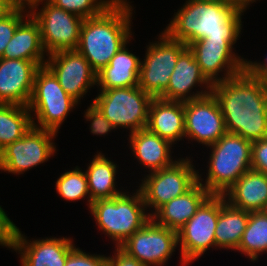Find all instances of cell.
I'll use <instances>...</instances> for the list:
<instances>
[{
    "label": "cell",
    "mask_w": 267,
    "mask_h": 266,
    "mask_svg": "<svg viewBox=\"0 0 267 266\" xmlns=\"http://www.w3.org/2000/svg\"><path fill=\"white\" fill-rule=\"evenodd\" d=\"M227 133L251 142L267 137V84L246 70L212 84Z\"/></svg>",
    "instance_id": "obj_1"
},
{
    "label": "cell",
    "mask_w": 267,
    "mask_h": 266,
    "mask_svg": "<svg viewBox=\"0 0 267 266\" xmlns=\"http://www.w3.org/2000/svg\"><path fill=\"white\" fill-rule=\"evenodd\" d=\"M242 13L226 2L186 1L164 32L186 45L211 38L233 46L242 29Z\"/></svg>",
    "instance_id": "obj_2"
},
{
    "label": "cell",
    "mask_w": 267,
    "mask_h": 266,
    "mask_svg": "<svg viewBox=\"0 0 267 266\" xmlns=\"http://www.w3.org/2000/svg\"><path fill=\"white\" fill-rule=\"evenodd\" d=\"M132 6L116 0L102 14L84 19L77 51L99 72L132 36Z\"/></svg>",
    "instance_id": "obj_3"
},
{
    "label": "cell",
    "mask_w": 267,
    "mask_h": 266,
    "mask_svg": "<svg viewBox=\"0 0 267 266\" xmlns=\"http://www.w3.org/2000/svg\"><path fill=\"white\" fill-rule=\"evenodd\" d=\"M252 142L243 137L226 133L217 142L210 145L212 148L208 174L203 184L211 195H223L240 176L251 169Z\"/></svg>",
    "instance_id": "obj_4"
},
{
    "label": "cell",
    "mask_w": 267,
    "mask_h": 266,
    "mask_svg": "<svg viewBox=\"0 0 267 266\" xmlns=\"http://www.w3.org/2000/svg\"><path fill=\"white\" fill-rule=\"evenodd\" d=\"M130 196L123 192L114 198L93 201L89 210L98 228L116 241V247L151 219L150 213L145 212L147 207L140 190Z\"/></svg>",
    "instance_id": "obj_5"
},
{
    "label": "cell",
    "mask_w": 267,
    "mask_h": 266,
    "mask_svg": "<svg viewBox=\"0 0 267 266\" xmlns=\"http://www.w3.org/2000/svg\"><path fill=\"white\" fill-rule=\"evenodd\" d=\"M78 104L68 95L57 77L46 66H40L34 77L33 91L28 104L30 112H35L38 124L33 119V126L58 133L70 110Z\"/></svg>",
    "instance_id": "obj_6"
},
{
    "label": "cell",
    "mask_w": 267,
    "mask_h": 266,
    "mask_svg": "<svg viewBox=\"0 0 267 266\" xmlns=\"http://www.w3.org/2000/svg\"><path fill=\"white\" fill-rule=\"evenodd\" d=\"M93 104L117 129L130 128V133L146 128L152 97L139 86L100 90Z\"/></svg>",
    "instance_id": "obj_7"
},
{
    "label": "cell",
    "mask_w": 267,
    "mask_h": 266,
    "mask_svg": "<svg viewBox=\"0 0 267 266\" xmlns=\"http://www.w3.org/2000/svg\"><path fill=\"white\" fill-rule=\"evenodd\" d=\"M186 48L185 43L162 32L159 41L147 47L146 57L140 65L138 86L152 98H160L167 90L179 55Z\"/></svg>",
    "instance_id": "obj_8"
},
{
    "label": "cell",
    "mask_w": 267,
    "mask_h": 266,
    "mask_svg": "<svg viewBox=\"0 0 267 266\" xmlns=\"http://www.w3.org/2000/svg\"><path fill=\"white\" fill-rule=\"evenodd\" d=\"M190 159L177 160L172 166L150 172L139 186L146 207L155 211L183 195L198 182V173Z\"/></svg>",
    "instance_id": "obj_9"
},
{
    "label": "cell",
    "mask_w": 267,
    "mask_h": 266,
    "mask_svg": "<svg viewBox=\"0 0 267 266\" xmlns=\"http://www.w3.org/2000/svg\"><path fill=\"white\" fill-rule=\"evenodd\" d=\"M219 213L220 195H210L177 232L184 266L201 257L209 247H216L215 229Z\"/></svg>",
    "instance_id": "obj_10"
},
{
    "label": "cell",
    "mask_w": 267,
    "mask_h": 266,
    "mask_svg": "<svg viewBox=\"0 0 267 266\" xmlns=\"http://www.w3.org/2000/svg\"><path fill=\"white\" fill-rule=\"evenodd\" d=\"M40 12L28 11L40 27L42 45L49 55L61 50H76L84 18L56 7L49 0Z\"/></svg>",
    "instance_id": "obj_11"
},
{
    "label": "cell",
    "mask_w": 267,
    "mask_h": 266,
    "mask_svg": "<svg viewBox=\"0 0 267 266\" xmlns=\"http://www.w3.org/2000/svg\"><path fill=\"white\" fill-rule=\"evenodd\" d=\"M56 135L54 131L32 126L21 139L0 151V170L19 175L48 161L56 151L52 142Z\"/></svg>",
    "instance_id": "obj_12"
},
{
    "label": "cell",
    "mask_w": 267,
    "mask_h": 266,
    "mask_svg": "<svg viewBox=\"0 0 267 266\" xmlns=\"http://www.w3.org/2000/svg\"><path fill=\"white\" fill-rule=\"evenodd\" d=\"M178 245V233L150 219L119 247L144 266H164Z\"/></svg>",
    "instance_id": "obj_13"
},
{
    "label": "cell",
    "mask_w": 267,
    "mask_h": 266,
    "mask_svg": "<svg viewBox=\"0 0 267 266\" xmlns=\"http://www.w3.org/2000/svg\"><path fill=\"white\" fill-rule=\"evenodd\" d=\"M185 137L210 146L227 133L224 117L212 93L184 102Z\"/></svg>",
    "instance_id": "obj_14"
},
{
    "label": "cell",
    "mask_w": 267,
    "mask_h": 266,
    "mask_svg": "<svg viewBox=\"0 0 267 266\" xmlns=\"http://www.w3.org/2000/svg\"><path fill=\"white\" fill-rule=\"evenodd\" d=\"M30 242L13 223L2 246L18 251L22 266H65L70 251L75 247L73 241L65 237Z\"/></svg>",
    "instance_id": "obj_15"
},
{
    "label": "cell",
    "mask_w": 267,
    "mask_h": 266,
    "mask_svg": "<svg viewBox=\"0 0 267 266\" xmlns=\"http://www.w3.org/2000/svg\"><path fill=\"white\" fill-rule=\"evenodd\" d=\"M187 47L193 53L202 74L211 84L226 80L245 70L246 60L236 56L232 51L233 46L226 40L199 39ZM223 70L224 77H218V73Z\"/></svg>",
    "instance_id": "obj_16"
},
{
    "label": "cell",
    "mask_w": 267,
    "mask_h": 266,
    "mask_svg": "<svg viewBox=\"0 0 267 266\" xmlns=\"http://www.w3.org/2000/svg\"><path fill=\"white\" fill-rule=\"evenodd\" d=\"M45 65L57 77L63 90L80 102L89 88L97 85V72L77 50L51 53Z\"/></svg>",
    "instance_id": "obj_17"
},
{
    "label": "cell",
    "mask_w": 267,
    "mask_h": 266,
    "mask_svg": "<svg viewBox=\"0 0 267 266\" xmlns=\"http://www.w3.org/2000/svg\"><path fill=\"white\" fill-rule=\"evenodd\" d=\"M39 67L35 61L0 58V104L28 106Z\"/></svg>",
    "instance_id": "obj_18"
},
{
    "label": "cell",
    "mask_w": 267,
    "mask_h": 266,
    "mask_svg": "<svg viewBox=\"0 0 267 266\" xmlns=\"http://www.w3.org/2000/svg\"><path fill=\"white\" fill-rule=\"evenodd\" d=\"M198 86H206V90L190 94V90ZM212 84L202 74L193 53L187 47L178 57L167 90L160 97L167 101H190L204 97L211 93ZM208 90V91H207ZM190 94V95H189Z\"/></svg>",
    "instance_id": "obj_19"
},
{
    "label": "cell",
    "mask_w": 267,
    "mask_h": 266,
    "mask_svg": "<svg viewBox=\"0 0 267 266\" xmlns=\"http://www.w3.org/2000/svg\"><path fill=\"white\" fill-rule=\"evenodd\" d=\"M208 190L197 182L189 191L150 213L157 224L178 232L210 196Z\"/></svg>",
    "instance_id": "obj_20"
},
{
    "label": "cell",
    "mask_w": 267,
    "mask_h": 266,
    "mask_svg": "<svg viewBox=\"0 0 267 266\" xmlns=\"http://www.w3.org/2000/svg\"><path fill=\"white\" fill-rule=\"evenodd\" d=\"M146 128L174 144L185 137L184 102L153 98Z\"/></svg>",
    "instance_id": "obj_21"
},
{
    "label": "cell",
    "mask_w": 267,
    "mask_h": 266,
    "mask_svg": "<svg viewBox=\"0 0 267 266\" xmlns=\"http://www.w3.org/2000/svg\"><path fill=\"white\" fill-rule=\"evenodd\" d=\"M223 196L230 205L238 209L248 212L266 211L267 174L250 169Z\"/></svg>",
    "instance_id": "obj_22"
},
{
    "label": "cell",
    "mask_w": 267,
    "mask_h": 266,
    "mask_svg": "<svg viewBox=\"0 0 267 266\" xmlns=\"http://www.w3.org/2000/svg\"><path fill=\"white\" fill-rule=\"evenodd\" d=\"M129 137L133 154L140 164L151 169L150 172L168 168L176 162L170 156L172 144L147 128L130 133Z\"/></svg>",
    "instance_id": "obj_23"
},
{
    "label": "cell",
    "mask_w": 267,
    "mask_h": 266,
    "mask_svg": "<svg viewBox=\"0 0 267 266\" xmlns=\"http://www.w3.org/2000/svg\"><path fill=\"white\" fill-rule=\"evenodd\" d=\"M125 44L110 60L109 64L97 72V86L101 90L138 86L141 60L130 53Z\"/></svg>",
    "instance_id": "obj_24"
},
{
    "label": "cell",
    "mask_w": 267,
    "mask_h": 266,
    "mask_svg": "<svg viewBox=\"0 0 267 266\" xmlns=\"http://www.w3.org/2000/svg\"><path fill=\"white\" fill-rule=\"evenodd\" d=\"M26 19L17 27L1 58L35 61L44 66L46 52L42 45L40 27L31 15Z\"/></svg>",
    "instance_id": "obj_25"
},
{
    "label": "cell",
    "mask_w": 267,
    "mask_h": 266,
    "mask_svg": "<svg viewBox=\"0 0 267 266\" xmlns=\"http://www.w3.org/2000/svg\"><path fill=\"white\" fill-rule=\"evenodd\" d=\"M249 215L250 212L233 207L220 195V213L215 229L216 247L237 250Z\"/></svg>",
    "instance_id": "obj_26"
},
{
    "label": "cell",
    "mask_w": 267,
    "mask_h": 266,
    "mask_svg": "<svg viewBox=\"0 0 267 266\" xmlns=\"http://www.w3.org/2000/svg\"><path fill=\"white\" fill-rule=\"evenodd\" d=\"M116 164L102 153H97L85 171L91 202L110 199L123 192L115 188Z\"/></svg>",
    "instance_id": "obj_27"
},
{
    "label": "cell",
    "mask_w": 267,
    "mask_h": 266,
    "mask_svg": "<svg viewBox=\"0 0 267 266\" xmlns=\"http://www.w3.org/2000/svg\"><path fill=\"white\" fill-rule=\"evenodd\" d=\"M33 117L27 106L0 104V151L29 131Z\"/></svg>",
    "instance_id": "obj_28"
},
{
    "label": "cell",
    "mask_w": 267,
    "mask_h": 266,
    "mask_svg": "<svg viewBox=\"0 0 267 266\" xmlns=\"http://www.w3.org/2000/svg\"><path fill=\"white\" fill-rule=\"evenodd\" d=\"M251 261L258 260V255L267 253V212H250L247 227L237 248Z\"/></svg>",
    "instance_id": "obj_29"
},
{
    "label": "cell",
    "mask_w": 267,
    "mask_h": 266,
    "mask_svg": "<svg viewBox=\"0 0 267 266\" xmlns=\"http://www.w3.org/2000/svg\"><path fill=\"white\" fill-rule=\"evenodd\" d=\"M56 191L68 201L80 200L88 195L89 209L91 207L92 202L88 190L87 177L85 172H82L78 166L61 174L56 181Z\"/></svg>",
    "instance_id": "obj_30"
},
{
    "label": "cell",
    "mask_w": 267,
    "mask_h": 266,
    "mask_svg": "<svg viewBox=\"0 0 267 266\" xmlns=\"http://www.w3.org/2000/svg\"><path fill=\"white\" fill-rule=\"evenodd\" d=\"M58 8L78 15L81 18H92L102 14L116 0H49ZM98 1V2H97Z\"/></svg>",
    "instance_id": "obj_31"
},
{
    "label": "cell",
    "mask_w": 267,
    "mask_h": 266,
    "mask_svg": "<svg viewBox=\"0 0 267 266\" xmlns=\"http://www.w3.org/2000/svg\"><path fill=\"white\" fill-rule=\"evenodd\" d=\"M29 15L25 14L24 8H13L4 17L0 18V58L3 56L4 49L12 39L17 27Z\"/></svg>",
    "instance_id": "obj_32"
},
{
    "label": "cell",
    "mask_w": 267,
    "mask_h": 266,
    "mask_svg": "<svg viewBox=\"0 0 267 266\" xmlns=\"http://www.w3.org/2000/svg\"><path fill=\"white\" fill-rule=\"evenodd\" d=\"M65 266H108V260L104 255H89L74 247L67 257Z\"/></svg>",
    "instance_id": "obj_33"
},
{
    "label": "cell",
    "mask_w": 267,
    "mask_h": 266,
    "mask_svg": "<svg viewBox=\"0 0 267 266\" xmlns=\"http://www.w3.org/2000/svg\"><path fill=\"white\" fill-rule=\"evenodd\" d=\"M84 116L88 121H91V133L95 135H106L112 129H115V127L93 103L90 104Z\"/></svg>",
    "instance_id": "obj_34"
},
{
    "label": "cell",
    "mask_w": 267,
    "mask_h": 266,
    "mask_svg": "<svg viewBox=\"0 0 267 266\" xmlns=\"http://www.w3.org/2000/svg\"><path fill=\"white\" fill-rule=\"evenodd\" d=\"M251 169L267 174V137L252 142Z\"/></svg>",
    "instance_id": "obj_35"
},
{
    "label": "cell",
    "mask_w": 267,
    "mask_h": 266,
    "mask_svg": "<svg viewBox=\"0 0 267 266\" xmlns=\"http://www.w3.org/2000/svg\"><path fill=\"white\" fill-rule=\"evenodd\" d=\"M108 266H144L136 258L129 256L120 247L116 248L113 257H107Z\"/></svg>",
    "instance_id": "obj_36"
},
{
    "label": "cell",
    "mask_w": 267,
    "mask_h": 266,
    "mask_svg": "<svg viewBox=\"0 0 267 266\" xmlns=\"http://www.w3.org/2000/svg\"><path fill=\"white\" fill-rule=\"evenodd\" d=\"M267 62V58L264 59ZM257 63L252 61L245 62V70L253 77L262 80L267 84V63Z\"/></svg>",
    "instance_id": "obj_37"
},
{
    "label": "cell",
    "mask_w": 267,
    "mask_h": 266,
    "mask_svg": "<svg viewBox=\"0 0 267 266\" xmlns=\"http://www.w3.org/2000/svg\"><path fill=\"white\" fill-rule=\"evenodd\" d=\"M13 222L0 206V245H3L12 229Z\"/></svg>",
    "instance_id": "obj_38"
},
{
    "label": "cell",
    "mask_w": 267,
    "mask_h": 266,
    "mask_svg": "<svg viewBox=\"0 0 267 266\" xmlns=\"http://www.w3.org/2000/svg\"><path fill=\"white\" fill-rule=\"evenodd\" d=\"M14 8H26V5L30 11H37L39 3L48 0H8Z\"/></svg>",
    "instance_id": "obj_39"
},
{
    "label": "cell",
    "mask_w": 267,
    "mask_h": 266,
    "mask_svg": "<svg viewBox=\"0 0 267 266\" xmlns=\"http://www.w3.org/2000/svg\"><path fill=\"white\" fill-rule=\"evenodd\" d=\"M256 2V0H226L227 4H231L240 11H245L250 3Z\"/></svg>",
    "instance_id": "obj_40"
},
{
    "label": "cell",
    "mask_w": 267,
    "mask_h": 266,
    "mask_svg": "<svg viewBox=\"0 0 267 266\" xmlns=\"http://www.w3.org/2000/svg\"><path fill=\"white\" fill-rule=\"evenodd\" d=\"M13 8L8 0H0V18L4 17Z\"/></svg>",
    "instance_id": "obj_41"
},
{
    "label": "cell",
    "mask_w": 267,
    "mask_h": 266,
    "mask_svg": "<svg viewBox=\"0 0 267 266\" xmlns=\"http://www.w3.org/2000/svg\"><path fill=\"white\" fill-rule=\"evenodd\" d=\"M188 1H211V2H226V0H188Z\"/></svg>",
    "instance_id": "obj_42"
}]
</instances>
